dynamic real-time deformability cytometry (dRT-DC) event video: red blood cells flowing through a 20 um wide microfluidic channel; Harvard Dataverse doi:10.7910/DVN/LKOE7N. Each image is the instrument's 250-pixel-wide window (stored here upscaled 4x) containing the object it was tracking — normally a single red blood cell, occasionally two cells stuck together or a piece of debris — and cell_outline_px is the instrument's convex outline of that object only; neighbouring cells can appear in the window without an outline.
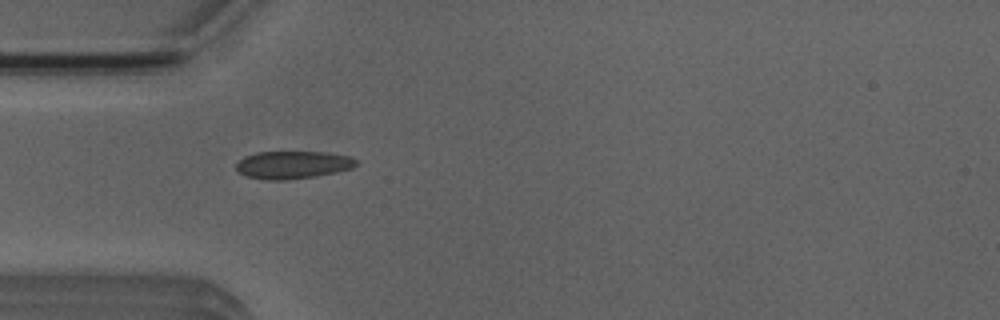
{"species": "Egyptian fruit bat (a non-hibernating species)", "species_latin": "Rousettus aegyptiacus", "temperature_condition": "room temperature", "stored_images_in_passage": 2, "camera_frame_rate_fps": 3000, "um_per_image_px": 0.085, "animal": {"sex": "male"}, "frame": {"image": 1, "passage_image": 1, "time_ms": 0.0, "image_size_px": [1000, 320], "cell_outline_px": [[360, 164], [352, 168], [336, 172], [312, 176], [284, 180], [264, 180], [244, 176], [236, 168], [236, 164], [244, 156], [256, 152], [324, 152], [352, 156]], "centroid_in_image_um": [24.89, 14.0], "position_along_channel_um": 60.1, "area_um2": 19.42}}